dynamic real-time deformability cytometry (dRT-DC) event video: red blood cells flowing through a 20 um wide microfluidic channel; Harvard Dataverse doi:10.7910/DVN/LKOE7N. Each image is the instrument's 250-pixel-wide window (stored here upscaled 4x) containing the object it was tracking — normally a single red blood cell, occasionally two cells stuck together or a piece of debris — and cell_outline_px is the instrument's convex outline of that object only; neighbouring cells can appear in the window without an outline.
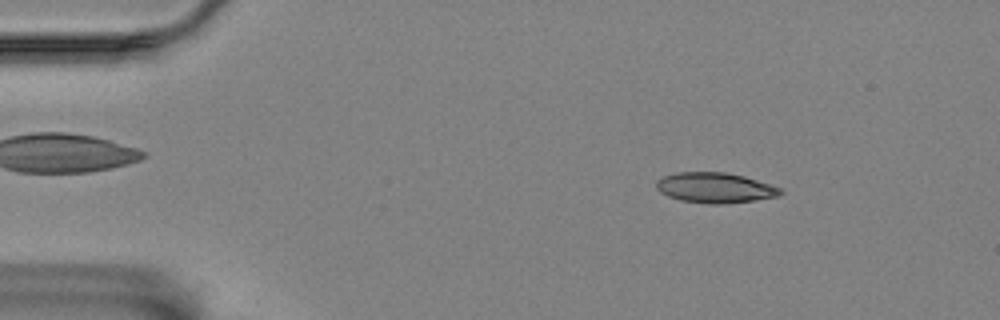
{"species": "Egyptian fruit bat (a non-hibernating species)", "species_latin": "Rousettus aegyptiacus", "temperature_condition": "room temperature", "stored_images_in_passage": 54, "camera_frame_rate_fps": 3000, "um_per_image_px": 0.085, "animal": {"sex": "female"}, "frame": {"image": 1, "passage_image": 7, "time_ms": 2.0, "image_size_px": [1000, 320], "cell_outline_px": [[784, 192], [780, 196], [752, 200], [720, 204], [708, 204], [680, 200], [668, 196], [660, 192], [656, 188], [656, 180], [664, 176], [676, 172], [724, 172], [744, 176], [780, 188]], "centroid_in_image_um": [60.74, 15.96], "position_along_channel_um": 24.3, "area_um2": 21.79}}
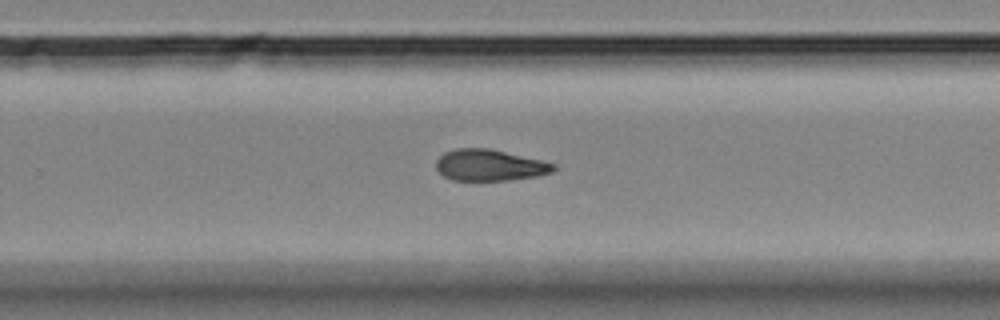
{"frame": {"image": 2, "passage_image": 36, "time_ms": 11.667, "image_size_px": [1000, 320], "cell_outline_px": [[556, 168], [552, 172], [536, 176], [508, 180], [452, 180], [444, 176], [436, 168], [436, 160], [444, 152], [456, 148], [488, 148], [540, 160], [556, 164]], "centroid_in_image_um": [41.59, 14.04], "position_along_channel_um": 288.2, "area_um2": 21.27}}
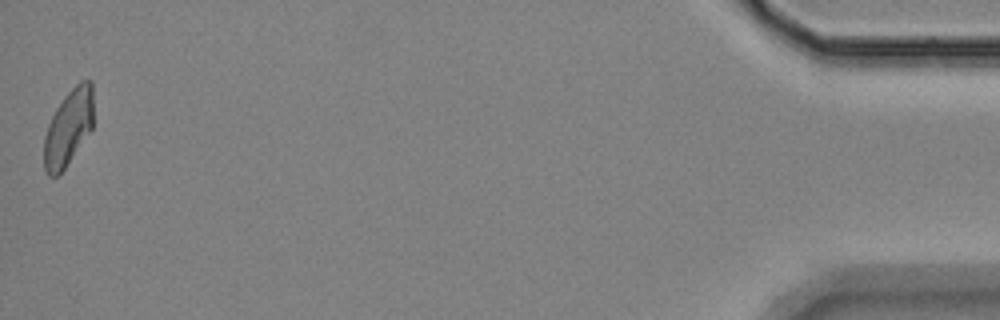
{"frame": {"image": 3, "passage_image": 54, "time_ms": 17.667, "image_size_px": [1000, 320], "cell_outline_px": [[92, 128], [64, 168], [56, 176], [48, 176], [44, 172], [44, 136], [48, 124], [56, 108], [64, 96], [80, 80], [92, 80]], "centroid_in_image_um": [5.79, 10.84], "position_along_channel_um": 429.4, "area_um2": 21.62}, "authors_computed_cell_mechanics": {"area_um2": 21.9062, "velocity_mm_per_s": 3.4539, "shape_relaxation_time_tau1_ms": null, "shape_relaxation_time_tau2_ms": 11.2034, "deformation_change_tau1": null, "deformation_change_tau2": 0.2072}}